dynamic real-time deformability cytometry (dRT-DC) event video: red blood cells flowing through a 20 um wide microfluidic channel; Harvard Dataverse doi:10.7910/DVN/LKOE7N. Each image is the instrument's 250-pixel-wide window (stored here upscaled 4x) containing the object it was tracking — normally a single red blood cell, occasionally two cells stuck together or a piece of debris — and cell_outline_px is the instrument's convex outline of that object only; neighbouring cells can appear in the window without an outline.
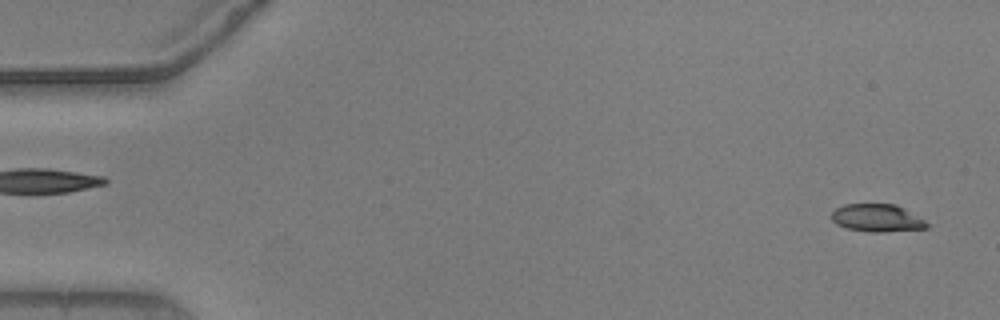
{"species": "common noctule bat (a hibernating species)", "species_latin": "Nyctalus noctula", "temperature_condition": "warm", "stored_images_in_passage": 29, "camera_frame_rate_fps": 3000, "um_per_image_px": 0.085, "animal": {"sex": "male", "body_mass_g": 20.5, "forearm_length_mm": 52.5}, "frame": {"image": 1, "passage_image": 2, "time_ms": 0.333, "image_size_px": [1000, 320], "cell_outline_px": [[932, 224], [928, 228], [884, 232], [872, 232], [848, 228], [836, 224], [832, 220], [832, 212], [836, 208], [844, 204], [896, 204], [904, 208]], "centroid_in_image_um": [74.6, 18.53], "position_along_channel_um": 10.4, "area_um2": 15.43}}
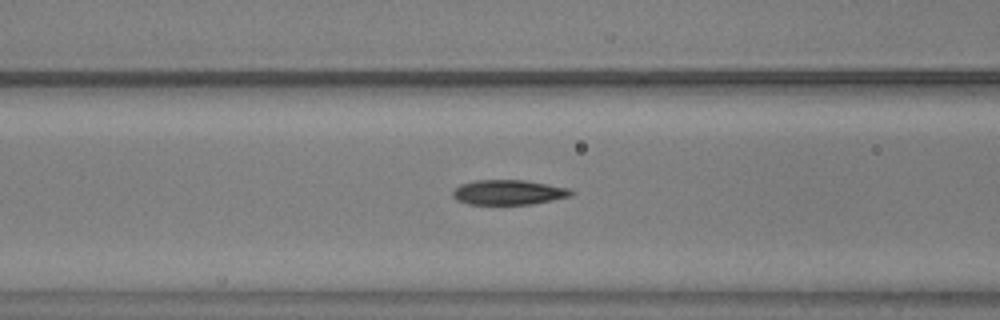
{"frame": {"image": 2, "passage_image": 22, "time_ms": 7.0, "image_size_px": [1000, 320], "cell_outline_px": [[576, 192], [572, 196], [532, 204], [468, 204], [456, 200], [452, 196], [452, 192], [460, 184], [476, 180], [524, 180], [548, 184], [568, 188]], "centroid_in_image_um": [43.23, 16.35], "position_along_channel_um": 123.4, "area_um2": 17.22}}
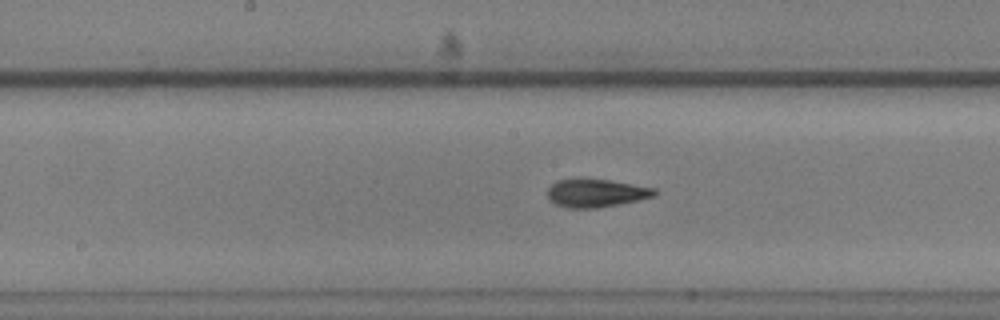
{"frame": {"image": 3, "passage_image": 28, "time_ms": 9.0, "image_size_px": [1000, 320], "cell_outline_px": [[660, 192], [656, 196], [596, 208], [568, 208], [556, 204], [548, 200], [548, 188], [556, 180], [580, 176], [612, 180], [656, 188]], "centroid_in_image_um": [50.65, 16.36], "position_along_channel_um": 197.6, "area_um2": 18.15}}